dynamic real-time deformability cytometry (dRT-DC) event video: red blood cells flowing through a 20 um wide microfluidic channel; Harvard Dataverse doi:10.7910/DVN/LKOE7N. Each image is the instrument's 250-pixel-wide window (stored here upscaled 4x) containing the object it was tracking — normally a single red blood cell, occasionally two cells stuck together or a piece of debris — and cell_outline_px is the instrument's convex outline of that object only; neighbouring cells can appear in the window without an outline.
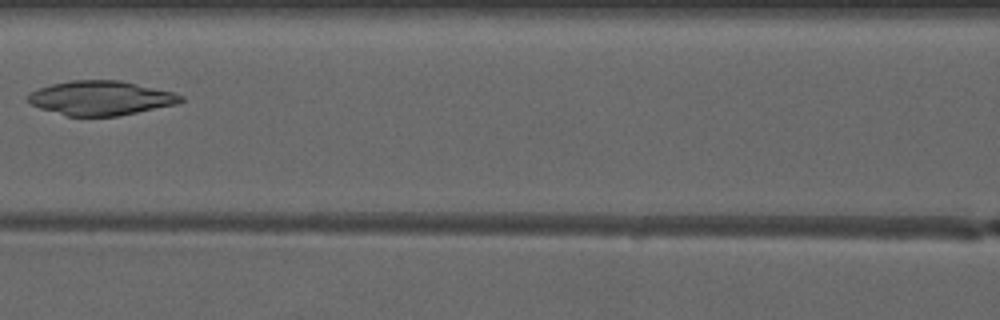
{"species": "common noctule bat (a hibernating species)", "species_latin": "Nyctalus noctula", "temperature_condition": "warm", "stored_images_in_passage": 5, "camera_frame_rate_fps": 3000, "um_per_image_px": 0.085, "animal": {"sex": "male", "forearm_length_mm": 52.5}, "frame": {"image": 1, "passage_image": 5, "time_ms": 4.667, "image_size_px": [1000, 320], "cell_outline_px": [[184, 100], [176, 104], [116, 116], [68, 116], [40, 108], [28, 104], [24, 100], [24, 96], [28, 92], [52, 84], [72, 80], [120, 80], [176, 92], [184, 96]], "centroid_in_image_um": [8.52, 8.32], "position_along_channel_um": 158.1, "area_um2": 30.81}}